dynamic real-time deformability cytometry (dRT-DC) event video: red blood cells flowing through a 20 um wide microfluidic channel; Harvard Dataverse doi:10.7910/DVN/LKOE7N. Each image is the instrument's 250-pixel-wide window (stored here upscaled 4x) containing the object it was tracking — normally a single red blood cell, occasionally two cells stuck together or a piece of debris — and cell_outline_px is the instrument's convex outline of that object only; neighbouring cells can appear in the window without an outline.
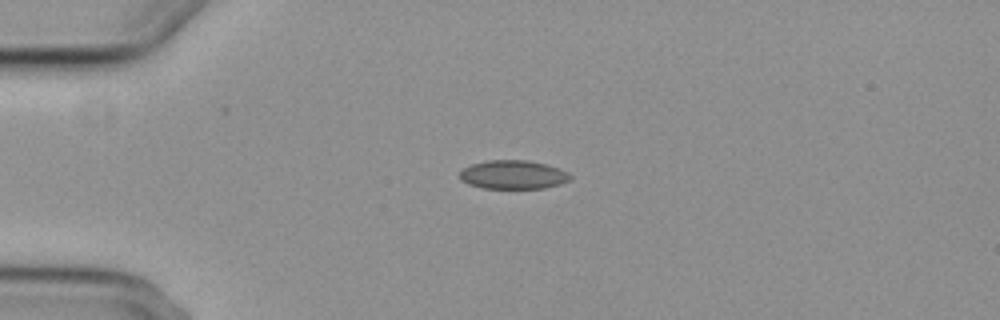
{"species": "common noctule bat (a hibernating species)", "species_latin": "Nyctalus noctula", "temperature_condition": "cold", "stored_images_in_passage": 9, "camera_frame_rate_fps": 3000, "um_per_image_px": 0.085, "animal": {"sex": "female", "body_mass_g": 29.2, "forearm_length_mm": 56.3}, "frame": {"image": 1, "passage_image": 4, "time_ms": 3.333, "image_size_px": [1000, 320], "cell_outline_px": [[572, 180], [560, 184], [544, 188], [484, 188], [468, 184], [460, 180], [460, 172], [464, 168], [472, 164], [488, 160], [528, 160], [548, 164], [560, 168], [568, 172], [572, 176]], "centroid_in_image_um": [43.66, 14.84], "position_along_channel_um": 41.3, "area_um2": 18.67}}
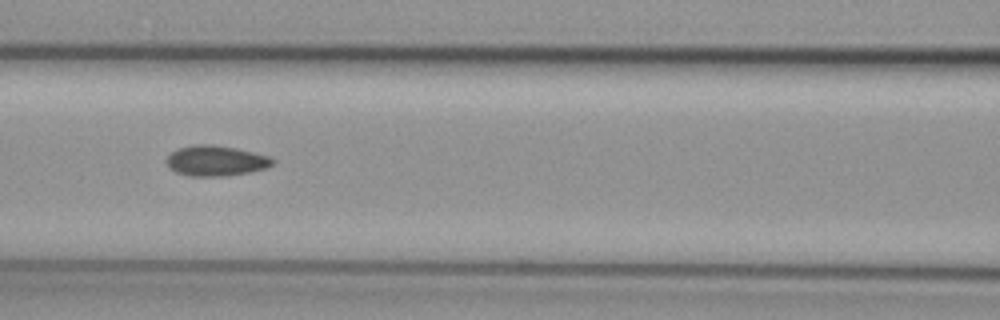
{"frame": {"image": 2, "passage_image": 7, "time_ms": 7.0, "image_size_px": [1000, 320], "cell_outline_px": [[276, 160], [268, 168], [228, 176], [188, 176], [176, 172], [168, 168], [164, 160], [172, 152], [180, 148], [196, 144], [212, 144], [236, 148], [268, 156]], "centroid_in_image_um": [18.33, 13.67], "position_along_channel_um": 148.3, "area_um2": 18.9}}
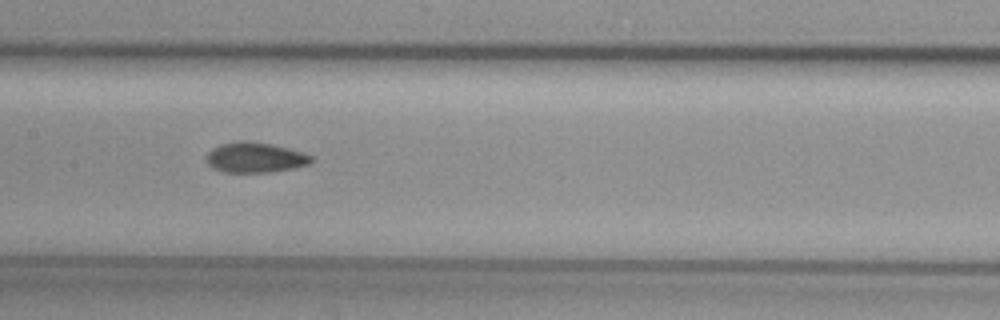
{"frame": {"image": 3, "passage_image": 8, "time_ms": 8.0, "image_size_px": [1000, 320], "cell_outline_px": [[312, 164], [272, 172], [224, 172], [212, 168], [208, 164], [208, 152], [212, 148], [220, 144], [240, 140], [244, 140], [272, 144], [288, 148], [312, 156]], "centroid_in_image_um": [21.68, 13.38], "position_along_channel_um": 185.7, "area_um2": 18.44}}